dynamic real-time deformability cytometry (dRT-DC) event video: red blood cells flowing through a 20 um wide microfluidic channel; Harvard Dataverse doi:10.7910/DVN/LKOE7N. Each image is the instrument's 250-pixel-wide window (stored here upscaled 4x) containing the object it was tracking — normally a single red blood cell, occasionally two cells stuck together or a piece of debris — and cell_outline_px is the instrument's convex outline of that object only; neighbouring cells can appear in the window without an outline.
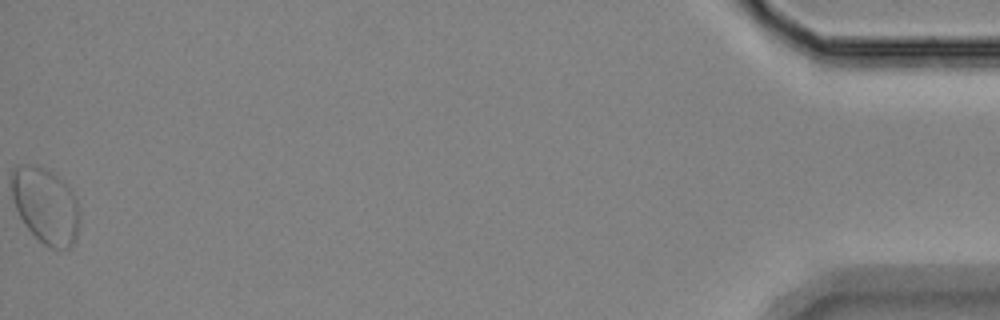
{"species": "Egyptian fruit bat (a non-hibernating species)", "species_latin": "Rousettus aegyptiacus", "temperature_condition": "room temperature", "stored_images_in_passage": 50, "camera_frame_rate_fps": 3000, "um_per_image_px": 0.085, "animal": {"sex": "female"}, "frame": {"image": 1, "passage_image": 50, "time_ms": 16.333, "image_size_px": [1000, 320], "cell_outline_px": [[80, 220], [76, 240], [68, 248], [52, 248], [44, 244], [24, 224], [16, 208], [12, 196], [12, 168], [24, 164], [36, 164], [52, 172], [72, 192], [76, 200], [80, 212]], "centroid_in_image_um": [3.88, 17.47], "position_along_channel_um": 431.3, "area_um2": 29.82}, "authors_computed_cell_mechanics": {"area_um2": 20.0566, "velocity_mm_per_s": 3.4848, "shape_relaxation_time_tau1_ms": null, "shape_relaxation_time_tau2_ms": 4.8306, "deformation_change_tau1": null, "deformation_change_tau2": 0.0969}}